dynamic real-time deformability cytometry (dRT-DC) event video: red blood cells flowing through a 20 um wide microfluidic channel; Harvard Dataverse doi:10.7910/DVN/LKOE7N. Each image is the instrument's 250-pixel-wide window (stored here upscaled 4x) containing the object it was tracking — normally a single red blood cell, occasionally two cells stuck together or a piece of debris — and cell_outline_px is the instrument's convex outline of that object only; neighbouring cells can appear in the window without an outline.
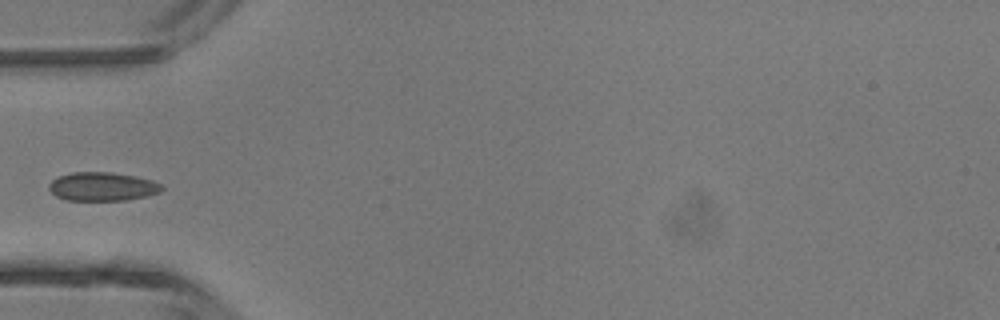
{"species": "common noctule bat (a hibernating species)", "species_latin": "Nyctalus noctula", "temperature_condition": "room temperature", "stored_images_in_passage": 3, "camera_frame_rate_fps": 3000, "um_per_image_px": 0.085, "animal": {"sex": "male", "body_mass_g": 13.3}, "frame": {"image": 1, "passage_image": 3, "time_ms": 2.333, "image_size_px": [1000, 320], "cell_outline_px": [[164, 188], [160, 192], [144, 196], [124, 200], [64, 200], [56, 196], [48, 188], [48, 184], [52, 180], [60, 176], [72, 172], [112, 172], [136, 176], [152, 180], [160, 184]], "centroid_in_image_um": [8.68, 15.85], "position_along_channel_um": 76.3, "area_um2": 18.79}}